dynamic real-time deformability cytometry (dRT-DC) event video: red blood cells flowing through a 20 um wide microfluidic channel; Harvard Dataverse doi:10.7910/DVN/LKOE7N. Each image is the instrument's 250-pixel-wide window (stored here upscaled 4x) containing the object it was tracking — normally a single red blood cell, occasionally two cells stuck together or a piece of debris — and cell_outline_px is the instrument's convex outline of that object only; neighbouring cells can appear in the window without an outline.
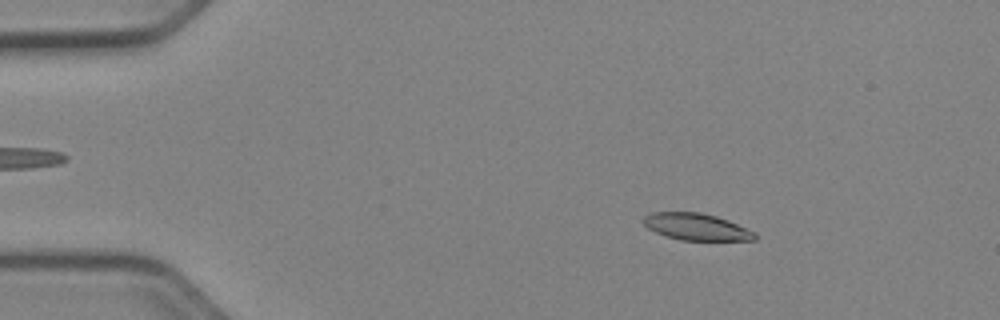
{"species": "Egyptian fruit bat (a non-hibernating species)", "species_latin": "Rousettus aegyptiacus", "temperature_condition": "cold", "stored_images_in_passage": 51, "camera_frame_rate_fps": 3000, "um_per_image_px": 0.085, "animal": {"sex": "female"}, "frame": {"image": 1, "passage_image": 8, "time_ms": 2.333, "image_size_px": [1000, 320], "cell_outline_px": [[756, 240], [680, 240], [656, 232], [648, 228], [644, 224], [644, 216], [652, 212], [700, 212], [716, 216], [728, 220], [756, 232]], "centroid_in_image_um": [59.21, 19.27], "position_along_channel_um": 25.8, "area_um2": 17.28}}
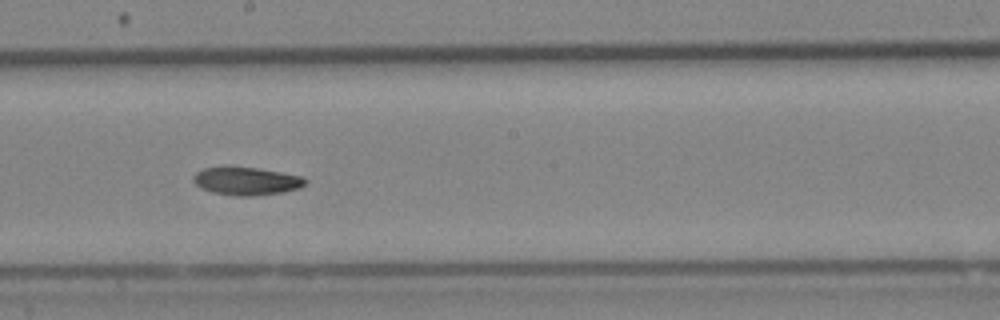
{"frame": {"image": 2, "passage_image": 29, "time_ms": 9.333, "image_size_px": [1000, 320], "cell_outline_px": [[308, 184], [300, 188], [284, 192], [252, 196], [236, 196], [212, 192], [200, 188], [192, 180], [192, 176], [196, 172], [204, 168], [224, 164], [228, 164], [256, 168], [304, 176], [308, 180]], "centroid_in_image_um": [20.93, 15.36], "position_along_channel_um": 227.3, "area_um2": 19.02}}
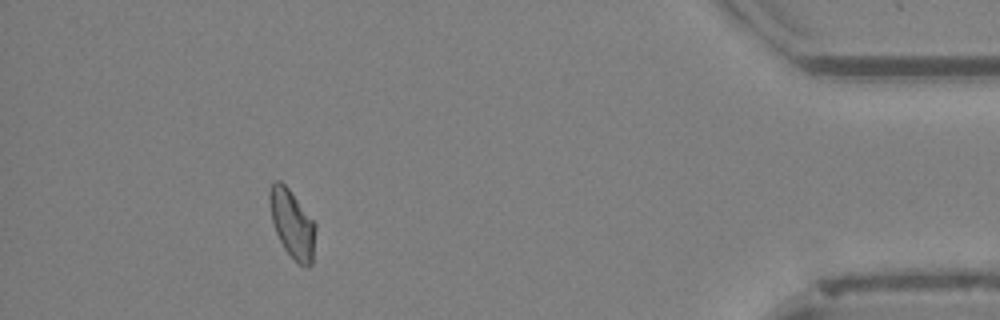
{"frame": {"image": 3, "passage_image": 47, "time_ms": 15.333, "image_size_px": [1000, 320], "cell_outline_px": [[316, 228], [312, 264], [304, 268], [296, 264], [284, 248], [276, 232], [272, 220], [268, 200], [268, 192], [272, 184], [276, 180], [280, 180], [288, 188], [316, 224]], "centroid_in_image_um": [24.84, 19.06], "position_along_channel_um": 410.4, "area_um2": 18.32}, "authors_computed_cell_mechanics": {"area_um2": 18.2648, "velocity_mm_per_s": 3.9448, "shape_relaxation_time_tau1_ms": 8.1273, "shape_relaxation_time_tau2_ms": null, "deformation_change_tau1": 0.165, "deformation_change_tau2": null}}